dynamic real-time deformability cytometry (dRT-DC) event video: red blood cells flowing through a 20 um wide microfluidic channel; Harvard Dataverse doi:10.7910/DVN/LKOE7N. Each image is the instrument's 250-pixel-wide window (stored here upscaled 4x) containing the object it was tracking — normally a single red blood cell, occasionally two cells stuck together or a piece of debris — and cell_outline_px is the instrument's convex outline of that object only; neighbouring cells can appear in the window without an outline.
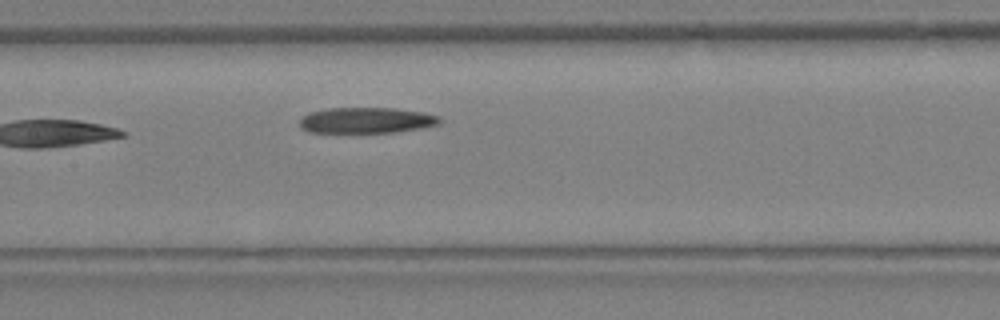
{"species": "Egyptian fruit bat (a non-hibernating species)", "species_latin": "Rousettus aegyptiacus", "temperature_condition": "warm", "stored_images_in_passage": 15, "camera_frame_rate_fps": 3000, "um_per_image_px": 0.085, "animal": {"sex": "female"}, "frame": {"image": 1, "passage_image": 15, "time_ms": 4.667, "image_size_px": [1000, 320], "cell_outline_px": [[440, 124], [424, 128], [396, 132], [308, 132], [300, 128], [300, 116], [312, 112], [328, 108], [392, 108], [420, 112], [436, 116], [440, 120]], "centroid_in_image_um": [31.1, 10.23], "position_along_channel_um": 176.3, "area_um2": 20.92}}